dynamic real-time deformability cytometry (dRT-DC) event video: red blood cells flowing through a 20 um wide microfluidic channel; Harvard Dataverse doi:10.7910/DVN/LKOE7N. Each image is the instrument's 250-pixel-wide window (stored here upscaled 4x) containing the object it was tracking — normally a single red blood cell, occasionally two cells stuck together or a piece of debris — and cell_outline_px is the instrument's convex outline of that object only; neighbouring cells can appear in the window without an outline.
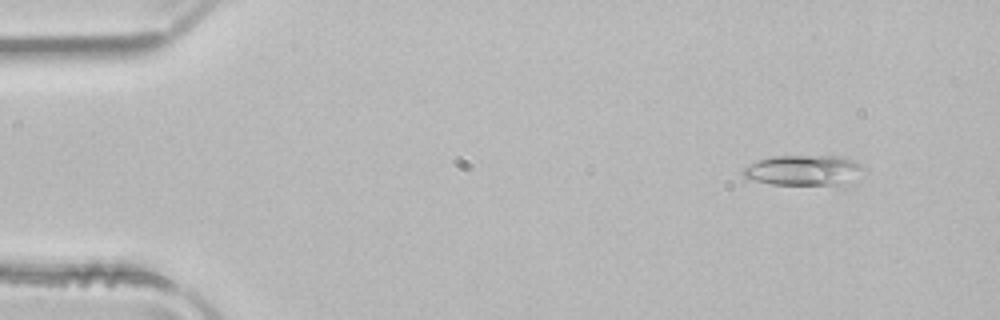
{"species": "common noctule bat (a hibernating species)", "species_latin": "Nyctalus noctula", "temperature_condition": "room temperature", "stored_images_in_passage": 3, "camera_frame_rate_fps": 3000, "um_per_image_px": 0.085, "animal": {"sex": "male", "body_mass_g": 21.5, "forearm_length_mm": 52.0}, "frame": {"image": 1, "passage_image": 1, "time_ms": 0.0, "image_size_px": [1000, 320], "cell_outline_px": [[864, 172], [844, 192], [772, 184], [756, 180], [744, 176], [740, 172], [740, 168], [756, 160], [772, 156], [840, 156], [852, 160], [864, 168]], "centroid_in_image_um": [68.47, 14.6], "position_along_channel_um": 16.5, "area_um2": 23.81}}